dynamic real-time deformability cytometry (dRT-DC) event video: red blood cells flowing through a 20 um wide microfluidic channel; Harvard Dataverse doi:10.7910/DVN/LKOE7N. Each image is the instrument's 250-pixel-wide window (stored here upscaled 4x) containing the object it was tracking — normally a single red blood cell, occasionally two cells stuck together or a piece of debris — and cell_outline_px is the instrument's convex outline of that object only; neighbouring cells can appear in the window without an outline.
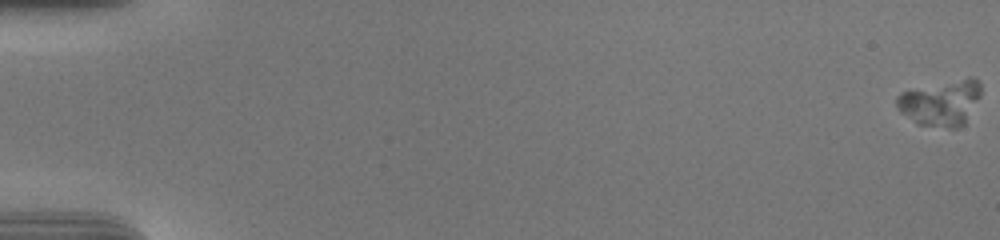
{"species": "human", "species_latin": "Homo sapiens", "temperature_condition": "cold", "stored_images_in_passage": 58, "camera_frame_rate_fps": 3000, "um_per_image_px": 0.085, "donor": {"sex": "male"}, "frame": {"image": 1, "passage_image": 1, "time_ms": 0.0, "image_size_px": [1000, 240], "cell_outline_px": [[980, 96], [964, 124], [956, 128], [948, 128], [916, 124], [900, 112], [896, 104], [896, 96], [900, 92], [968, 76], [972, 76], [980, 80]], "centroid_in_image_um": [79.97, 8.72], "position_along_channel_um": 5.0, "area_um2": 22.6}}
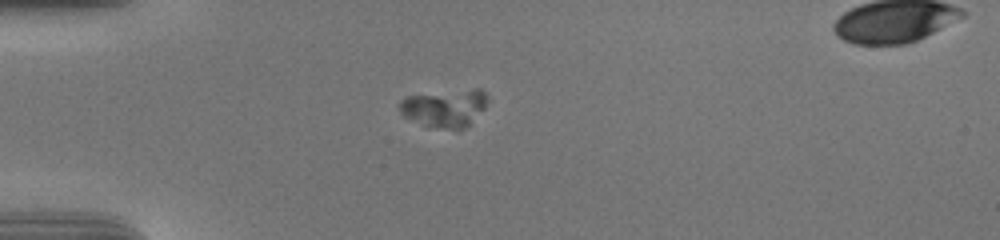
{"frame": {"image": 2, "passage_image": 18, "time_ms": 5.667, "image_size_px": [1000, 240], "cell_outline_px": [[488, 100], [484, 108], [464, 128], [440, 128], [424, 124], [404, 116], [400, 112], [396, 104], [404, 96], [476, 88], [480, 88], [488, 96]], "centroid_in_image_um": [37.77, 9.14], "position_along_channel_um": 47.2, "area_um2": 19.07}}
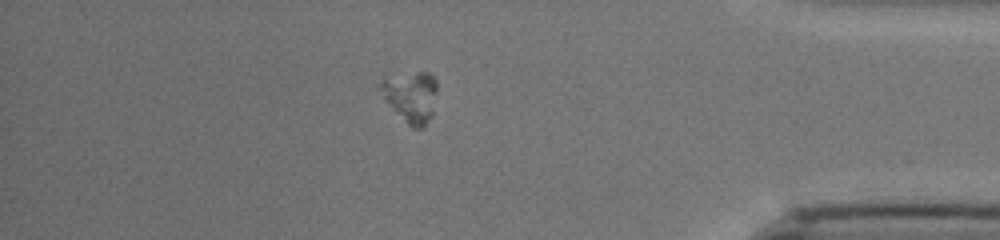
{"frame": {"image": 3, "passage_image": 51, "time_ms": 16.667, "image_size_px": [1000, 240], "cell_outline_px": [[436, 92], [432, 116], [420, 128], [412, 128], [384, 100], [376, 84], [384, 80], [420, 72], [428, 72], [436, 80]], "centroid_in_image_um": [34.92, 8.24], "position_along_channel_um": 400.3, "area_um2": 16.3}}